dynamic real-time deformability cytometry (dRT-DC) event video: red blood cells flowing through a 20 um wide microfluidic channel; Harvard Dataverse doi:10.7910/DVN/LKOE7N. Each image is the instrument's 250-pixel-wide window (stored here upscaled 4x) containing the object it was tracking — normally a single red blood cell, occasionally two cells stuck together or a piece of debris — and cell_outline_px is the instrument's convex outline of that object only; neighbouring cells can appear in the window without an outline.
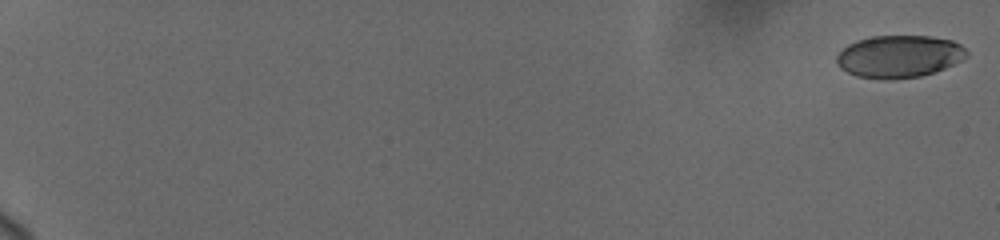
{"species": "human", "species_latin": "Homo sapiens", "temperature_condition": "cold", "stored_images_in_passage": 65, "camera_frame_rate_fps": 3000, "um_per_image_px": 0.085, "donor": {"sex": "female"}, "frame": {"image": 1, "passage_image": 1, "time_ms": 0.0, "image_size_px": [1000, 240], "cell_outline_px": [[968, 56], [944, 68], [920, 76], [856, 76], [840, 68], [836, 64], [836, 56], [848, 44], [856, 40], [872, 36], [932, 36], [952, 40], [960, 44], [968, 52]], "centroid_in_image_um": [76.43, 4.74], "position_along_channel_um": 8.6, "area_um2": 31.15}}
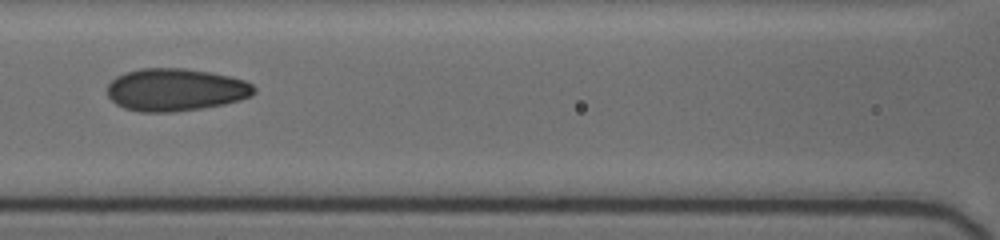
{"frame": {"image": 2, "passage_image": 32, "time_ms": 10.0, "image_size_px": [1000, 240], "cell_outline_px": [[256, 92], [252, 96], [240, 100], [224, 104], [200, 108], [172, 112], [140, 112], [124, 108], [116, 104], [108, 96], [108, 84], [116, 76], [140, 68], [184, 68], [212, 72], [232, 76], [244, 80], [252, 84], [256, 88]], "centroid_in_image_um": [14.95, 7.62], "position_along_channel_um": 151.6, "area_um2": 36.59}}
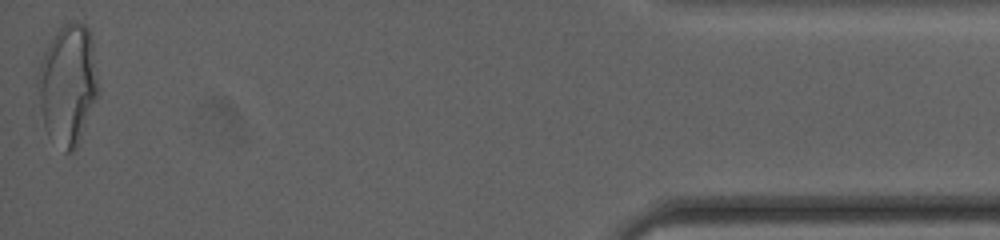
{"frame": {"image": 3, "passage_image": 64, "time_ms": 19.333, "image_size_px": [1000, 240], "cell_outline_px": [[100, 92], [76, 148], [72, 152], [64, 152], [48, 136], [44, 128], [40, 108], [36, 80], [36, 72], [40, 60], [48, 44], [60, 24], [68, 20], [76, 20], [84, 24], [88, 28], [92, 40], [100, 88]], "centroid_in_image_um": [5.76, 7.15], "position_along_channel_um": 429.4, "area_um2": 43.52}, "authors_computed_cell_mechanics": {"area_um2": 35.4314, "velocity_mm_per_s": 3.7082, "shape_relaxation_time_tau1_ms": 6.6558, "shape_relaxation_time_tau2_ms": 1.23, "deformation_change_tau1": 0.1775, "deformation_change_tau2": 0.0684}}